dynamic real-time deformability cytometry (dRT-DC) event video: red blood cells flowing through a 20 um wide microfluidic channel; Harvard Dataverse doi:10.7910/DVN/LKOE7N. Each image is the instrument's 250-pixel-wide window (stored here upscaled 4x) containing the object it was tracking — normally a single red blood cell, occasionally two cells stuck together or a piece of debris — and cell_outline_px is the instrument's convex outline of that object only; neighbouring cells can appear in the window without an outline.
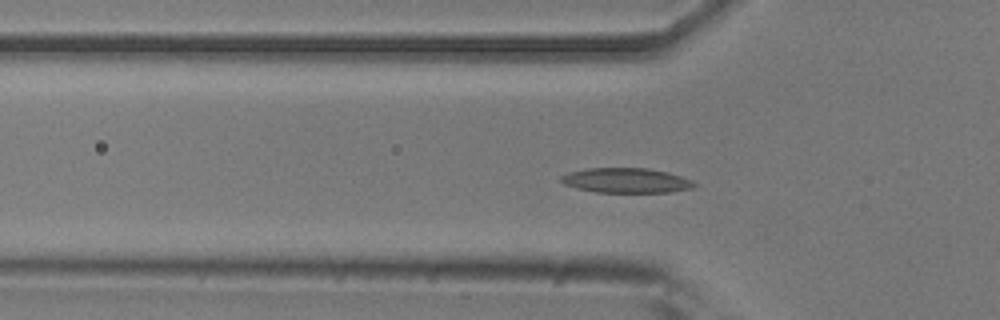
{"species": "common noctule bat (a hibernating species)", "species_latin": "Nyctalus noctula", "temperature_condition": "room temperature", "stored_images_in_passage": 41, "camera_frame_rate_fps": 3000, "um_per_image_px": 0.085, "animal": {"sex": "male", "body_mass_g": 20.5, "forearm_length_mm": 52.5}, "frame": {"image": 1, "passage_image": 4, "time_ms": 1.0, "image_size_px": [1000, 320], "cell_outline_px": [[696, 184], [692, 188], [672, 192], [596, 192], [576, 188], [564, 184], [560, 180], [560, 176], [572, 172], [588, 168], [648, 168], [668, 172], [692, 180]], "centroid_in_image_um": [53.24, 15.34], "position_along_channel_um": 72.6, "area_um2": 19.19}}
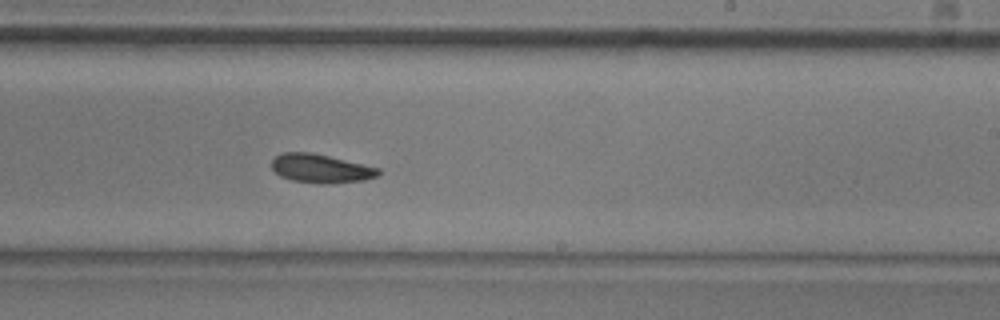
{"frame": {"image": 2, "passage_image": 19, "time_ms": 6.0, "image_size_px": [1000, 320], "cell_outline_px": [[380, 172], [376, 176], [364, 180], [328, 184], [320, 184], [292, 180], [280, 176], [272, 168], [272, 160], [276, 156], [284, 152], [312, 152], [380, 168]], "centroid_in_image_um": [27.26, 14.32], "position_along_channel_um": 261.7, "area_um2": 17.8}}
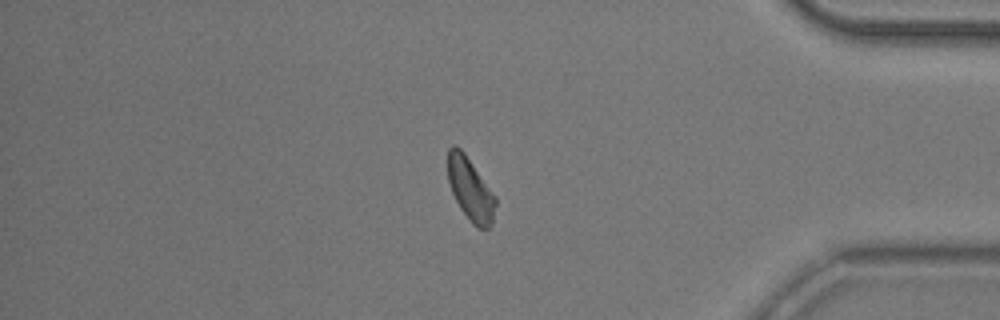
{"frame": {"image": 3, "passage_image": 32, "time_ms": 10.333, "image_size_px": [1000, 320], "cell_outline_px": [[496, 204], [492, 224], [488, 228], [480, 228], [472, 224], [460, 208], [452, 192], [448, 180], [448, 148], [452, 144], [456, 144], [464, 152], [496, 196]], "centroid_in_image_um": [39.98, 16.07], "position_along_channel_um": 395.2, "area_um2": 17.46}, "authors_computed_cell_mechanics": {"area_um2": 17.8024, "velocity_mm_per_s": 3.7707, "shape_relaxation_time_tau1_ms": 5.03, "shape_relaxation_time_tau2_ms": null, "deformation_change_tau1": 0.135, "deformation_change_tau2": null}}